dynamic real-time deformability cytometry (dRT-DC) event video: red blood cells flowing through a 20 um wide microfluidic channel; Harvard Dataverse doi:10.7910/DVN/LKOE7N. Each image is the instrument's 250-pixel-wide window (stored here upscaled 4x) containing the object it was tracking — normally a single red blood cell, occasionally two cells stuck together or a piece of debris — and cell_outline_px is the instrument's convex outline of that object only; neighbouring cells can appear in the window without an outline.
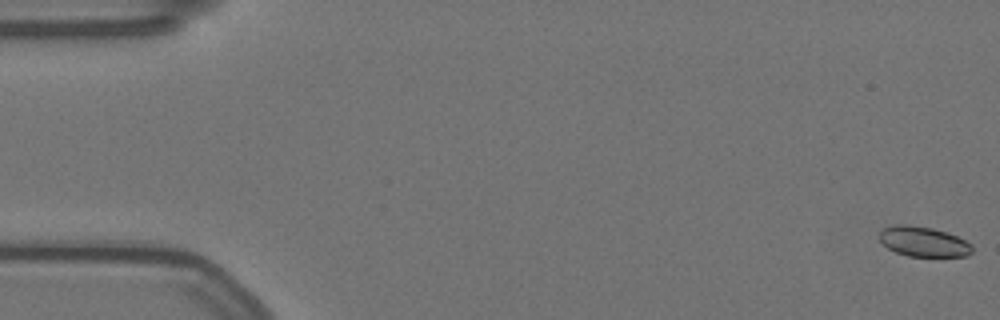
{"species": "Egyptian fruit bat (a non-hibernating species)", "species_latin": "Rousettus aegyptiacus", "temperature_condition": "warm", "stored_images_in_passage": 58, "camera_frame_rate_fps": 3000, "um_per_image_px": 0.085, "animal": {"sex": "female"}, "frame": {"image": 1, "passage_image": 1, "time_ms": 0.0, "image_size_px": [1000, 320], "cell_outline_px": [[972, 252], [968, 256], [908, 256], [896, 252], [888, 248], [880, 240], [880, 232], [884, 228], [896, 224], [908, 224], [932, 228], [948, 232], [972, 244]], "centroid_in_image_um": [78.51, 20.53], "position_along_channel_um": 6.5, "area_um2": 16.18}}
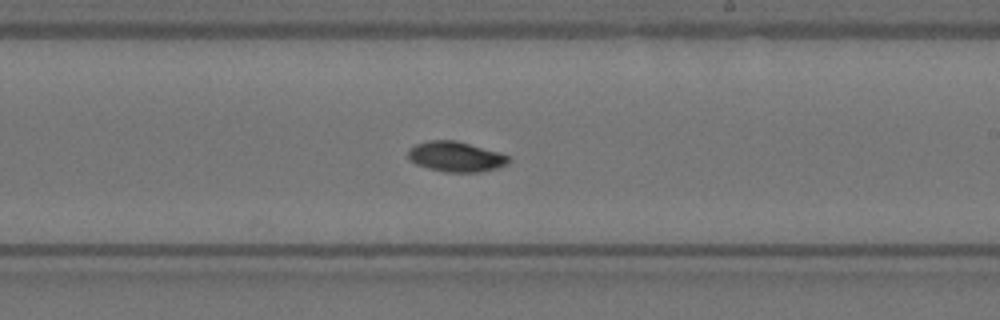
{"frame": {"image": 2, "passage_image": 34, "time_ms": 11.0, "image_size_px": [1000, 320], "cell_outline_px": [[512, 160], [508, 164], [496, 168], [480, 172], [444, 172], [428, 168], [416, 164], [408, 156], [408, 148], [416, 144], [428, 140], [456, 140], [500, 152], [508, 156]], "centroid_in_image_um": [38.76, 13.31], "position_along_channel_um": 250.2, "area_um2": 17.8}}
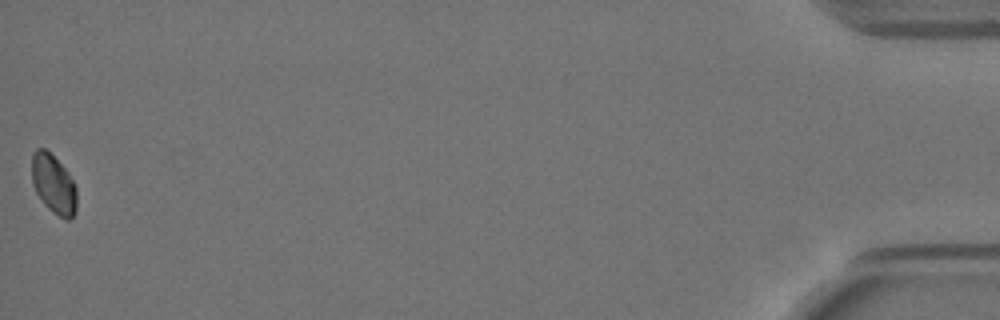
{"frame": {"image": 3, "passage_image": 58, "time_ms": 19.0, "image_size_px": [1000, 320], "cell_outline_px": [[76, 212], [68, 220], [64, 220], [52, 212], [44, 204], [36, 192], [32, 184], [32, 152], [36, 148], [44, 148], [68, 172], [76, 188]], "centroid_in_image_um": [4.54, 15.68], "position_along_channel_um": 430.7, "area_um2": 15.43}, "authors_computed_cell_mechanics": {"area_um2": 17.1955, "velocity_mm_per_s": 3.509, "shape_relaxation_time_tau1_ms": 4.0455, "shape_relaxation_time_tau2_ms": null, "deformation_change_tau1": 0.1276, "deformation_change_tau2": null}}